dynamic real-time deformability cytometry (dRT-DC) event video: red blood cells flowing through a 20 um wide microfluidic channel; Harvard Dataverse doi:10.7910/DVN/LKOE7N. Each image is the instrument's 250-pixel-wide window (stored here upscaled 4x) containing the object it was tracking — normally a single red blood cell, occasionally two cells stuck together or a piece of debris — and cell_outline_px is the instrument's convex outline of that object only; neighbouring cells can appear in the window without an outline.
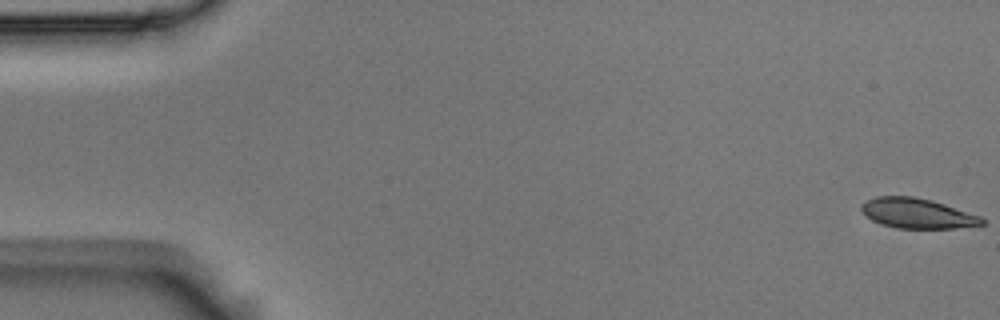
{"species": "Egyptian fruit bat (a non-hibernating species)", "species_latin": "Rousettus aegyptiacus", "temperature_condition": "room temperature", "stored_images_in_passage": 5, "camera_frame_rate_fps": 3000, "um_per_image_px": 0.085, "animal": {"sex": "male"}, "frame": {"image": 1, "passage_image": 1, "time_ms": 0.0, "image_size_px": [1000, 320], "cell_outline_px": [[984, 224], [956, 228], [896, 228], [880, 224], [872, 220], [860, 208], [860, 204], [876, 196], [912, 196], [932, 200], [980, 216], [984, 220]], "centroid_in_image_um": [77.95, 18.13], "position_along_channel_um": 7.1, "area_um2": 20.92}}
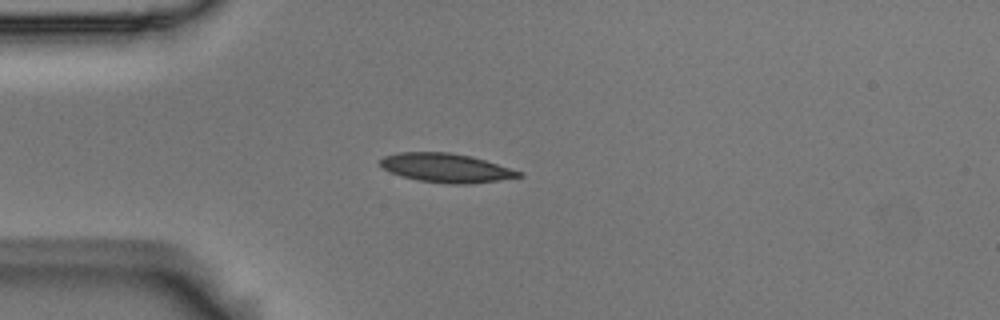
{"frame": {"image": 2, "passage_image": 5, "time_ms": 1.333, "image_size_px": [1000, 320], "cell_outline_px": [[524, 176], [468, 184], [452, 184], [420, 180], [404, 176], [392, 172], [384, 168], [380, 164], [380, 160], [384, 156], [400, 152], [448, 152], [472, 156], [524, 172]], "centroid_in_image_um": [37.96, 14.26], "position_along_channel_um": 47.0, "area_um2": 23.06}}